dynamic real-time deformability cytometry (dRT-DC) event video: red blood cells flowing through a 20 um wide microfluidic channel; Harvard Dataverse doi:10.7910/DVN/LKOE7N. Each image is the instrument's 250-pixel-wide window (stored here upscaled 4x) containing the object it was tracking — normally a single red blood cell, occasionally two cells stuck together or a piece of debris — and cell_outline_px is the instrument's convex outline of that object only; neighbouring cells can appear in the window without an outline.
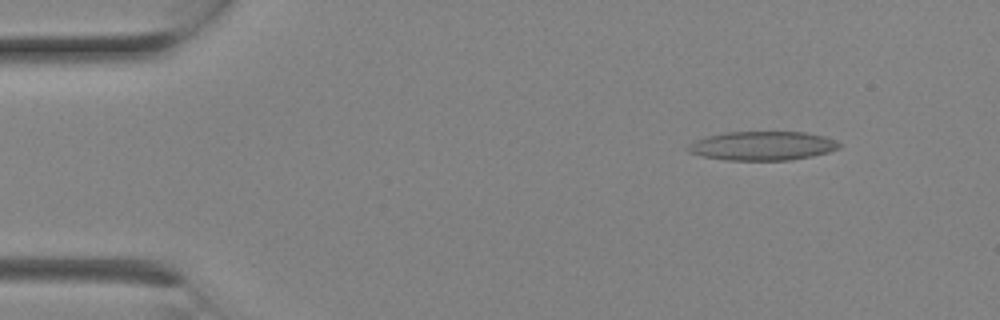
{"species": "Egyptian fruit bat (a non-hibernating species)", "species_latin": "Rousettus aegyptiacus", "temperature_condition": "room temperature", "stored_images_in_passage": 3, "camera_frame_rate_fps": 3000, "um_per_image_px": 0.085, "animal": {"sex": "female"}, "frame": {"image": 1, "passage_image": 3, "time_ms": 0.667, "image_size_px": [1000, 320], "cell_outline_px": [[840, 148], [828, 152], [812, 156], [792, 160], [728, 160], [700, 156], [688, 152], [684, 148], [688, 144], [696, 140], [708, 136], [724, 132], [804, 132], [824, 136], [836, 140], [840, 144]], "centroid_in_image_um": [64.78, 12.4], "position_along_channel_um": 20.2, "area_um2": 25.66}}